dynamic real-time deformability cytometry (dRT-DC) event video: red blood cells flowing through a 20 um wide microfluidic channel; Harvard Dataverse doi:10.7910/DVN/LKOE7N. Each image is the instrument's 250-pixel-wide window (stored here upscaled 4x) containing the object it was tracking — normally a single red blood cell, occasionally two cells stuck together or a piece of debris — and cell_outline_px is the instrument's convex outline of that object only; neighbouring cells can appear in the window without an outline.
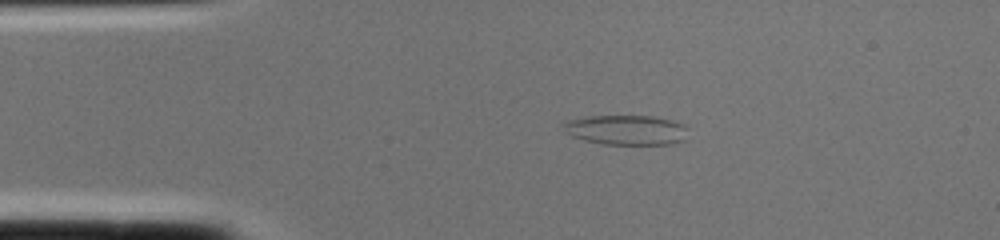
{"species": "common noctule bat (a hibernating species)", "species_latin": "Nyctalus noctula", "temperature_condition": "cold", "stored_images_in_passage": 2, "camera_frame_rate_fps": 3000, "um_per_image_px": 0.085, "animal": {"sex": "female", "body_mass_g": 22.0, "forearm_length_mm": 56.7}, "frame": {"image": 1, "passage_image": 2, "time_ms": 0.333, "image_size_px": [1000, 240], "cell_outline_px": [[688, 128], [684, 140], [672, 144], [604, 144], [584, 140], [572, 136], [568, 132], [564, 124], [568, 120], [588, 116], [652, 116], [672, 120], [684, 124]], "centroid_in_image_um": [53.3, 11.04], "position_along_channel_um": 31.7, "area_um2": 21.5}}